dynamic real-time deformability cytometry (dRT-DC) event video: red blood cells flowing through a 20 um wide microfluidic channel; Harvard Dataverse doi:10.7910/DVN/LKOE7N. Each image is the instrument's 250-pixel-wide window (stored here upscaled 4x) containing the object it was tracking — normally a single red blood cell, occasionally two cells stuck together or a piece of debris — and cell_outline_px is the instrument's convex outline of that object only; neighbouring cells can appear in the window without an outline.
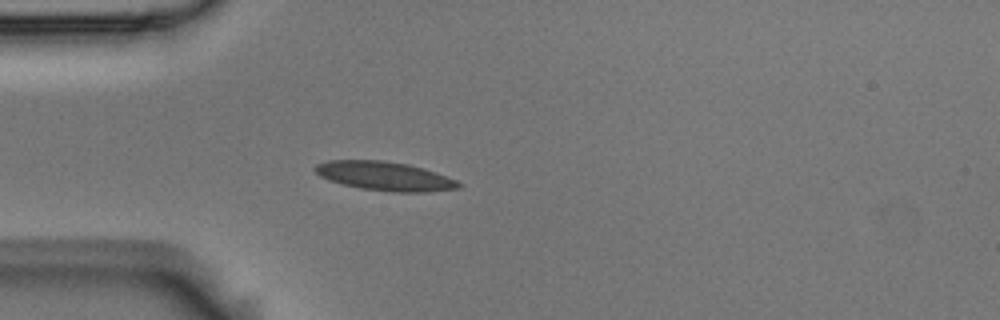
{"species": "Egyptian fruit bat (a non-hibernating species)", "species_latin": "Rousettus aegyptiacus", "temperature_condition": "room temperature", "stored_images_in_passage": 4, "camera_frame_rate_fps": 3000, "um_per_image_px": 0.085, "animal": {"sex": "male"}, "frame": {"image": 1, "passage_image": 4, "time_ms": 1.0, "image_size_px": [1000, 320], "cell_outline_px": [[464, 184], [460, 188], [424, 192], [392, 192], [360, 188], [328, 180], [320, 176], [312, 168], [316, 164], [328, 160], [384, 160], [408, 164], [424, 168], [456, 180]], "centroid_in_image_um": [32.7, 14.96], "position_along_channel_um": 52.3, "area_um2": 24.28}}